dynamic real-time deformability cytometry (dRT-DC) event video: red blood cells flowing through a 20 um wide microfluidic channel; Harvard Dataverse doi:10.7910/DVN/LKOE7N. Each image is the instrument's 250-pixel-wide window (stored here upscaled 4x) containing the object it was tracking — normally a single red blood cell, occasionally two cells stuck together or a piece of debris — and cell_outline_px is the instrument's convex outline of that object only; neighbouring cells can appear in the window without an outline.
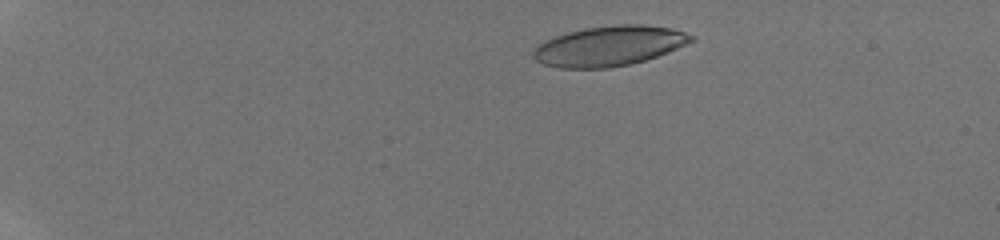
{"species": "human", "species_latin": "Homo sapiens", "temperature_condition": "room temperature", "stored_images_in_passage": 47, "camera_frame_rate_fps": 3000, "um_per_image_px": 0.085, "donor": {"sex": "male"}, "frame": {"image": 1, "passage_image": 6, "time_ms": 1.667, "image_size_px": [1000, 240], "cell_outline_px": [[696, 40], [668, 52], [632, 64], [608, 68], [560, 68], [544, 64], [536, 60], [532, 56], [532, 52], [540, 44], [556, 36], [568, 32], [584, 28], [616, 24], [644, 24], [672, 28], [696, 36]], "centroid_in_image_um": [51.83, 3.9], "position_along_channel_um": 33.2, "area_um2": 36.82}}
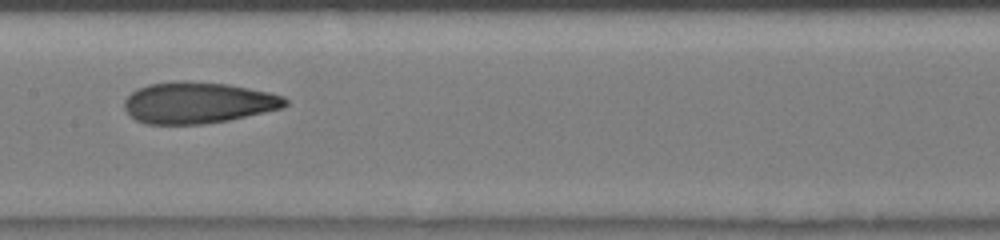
{"frame": {"image": 2, "passage_image": 25, "time_ms": 8.0, "image_size_px": [1000, 240], "cell_outline_px": [[288, 104], [284, 108], [228, 120], [204, 124], [148, 124], [136, 120], [124, 108], [124, 100], [132, 92], [148, 84], [180, 80], [184, 80], [228, 84], [268, 92], [284, 96], [288, 100]], "centroid_in_image_um": [16.85, 8.73], "position_along_channel_um": 190.6, "area_um2": 38.78}}
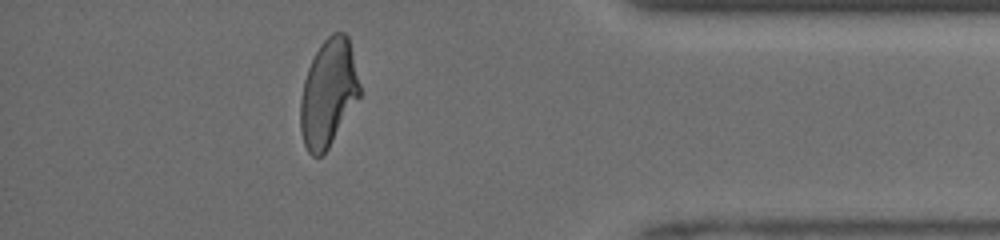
{"frame": {"image": 3, "passage_image": 42, "time_ms": 13.667, "image_size_px": [1000, 240], "cell_outline_px": [[360, 96], [328, 148], [320, 156], [312, 156], [308, 152], [304, 144], [300, 128], [300, 100], [304, 80], [308, 68], [320, 44], [332, 32], [344, 32], [348, 36], [360, 84]], "centroid_in_image_um": [27.9, 7.9], "position_along_channel_um": 407.3, "area_um2": 36.82}, "authors_computed_cell_mechanics": {"area_um2": 37.7434, "velocity_mm_per_s": 4.2125, "shape_relaxation_time_tau1_ms": 6.072, "shape_relaxation_time_tau2_ms": 1.654, "deformation_change_tau1": 0.2209, "deformation_change_tau2": 0.0923}}